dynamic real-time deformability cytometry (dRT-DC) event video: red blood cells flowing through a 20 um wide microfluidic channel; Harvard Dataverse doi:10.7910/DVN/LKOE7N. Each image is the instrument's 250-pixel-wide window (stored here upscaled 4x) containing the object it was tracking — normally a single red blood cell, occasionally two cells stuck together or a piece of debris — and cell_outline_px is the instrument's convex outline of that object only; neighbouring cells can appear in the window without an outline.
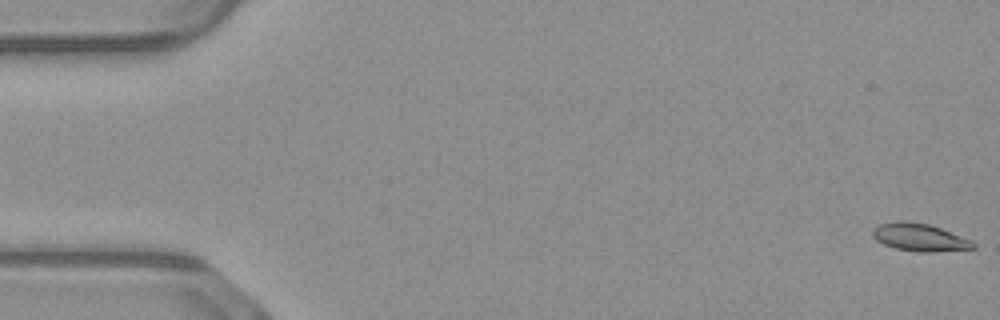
{"species": "common noctule bat (a hibernating species)", "species_latin": "Nyctalus noctula", "temperature_condition": "warm", "stored_images_in_passage": 16, "camera_frame_rate_fps": 3000, "um_per_image_px": 0.085, "animal": {"sex": "male", "body_mass_g": 23.1, "forearm_length_mm": 52.7}, "frame": {"image": 1, "passage_image": 1, "time_ms": 0.0, "image_size_px": [1000, 320], "cell_outline_px": [[976, 248], [936, 252], [920, 252], [896, 248], [884, 244], [876, 240], [872, 236], [872, 228], [880, 224], [900, 220], [928, 224], [940, 228], [972, 240], [976, 244]], "centroid_in_image_um": [78.17, 20.18], "position_along_channel_um": 6.8, "area_um2": 16.18}}
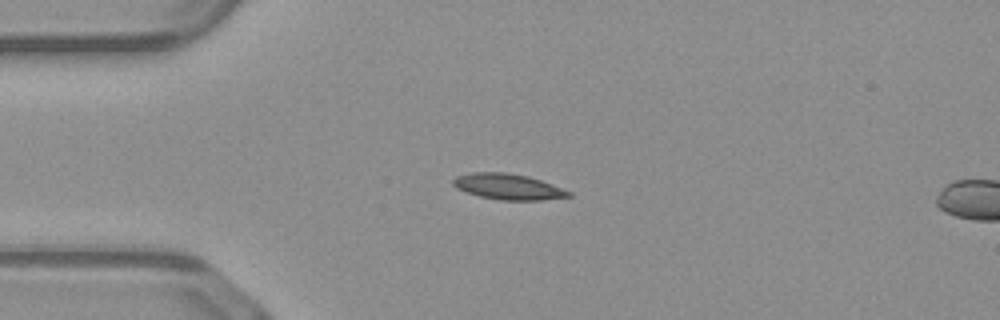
{"frame": {"image": 2, "passage_image": 13, "time_ms": 4.0, "image_size_px": [1000, 320], "cell_outline_px": [[572, 196], [544, 200], [500, 200], [480, 196], [456, 188], [452, 184], [452, 180], [456, 176], [472, 172], [504, 172], [528, 176], [540, 180], [572, 192]], "centroid_in_image_um": [43.18, 15.86], "position_along_channel_um": 41.8, "area_um2": 17.28}}